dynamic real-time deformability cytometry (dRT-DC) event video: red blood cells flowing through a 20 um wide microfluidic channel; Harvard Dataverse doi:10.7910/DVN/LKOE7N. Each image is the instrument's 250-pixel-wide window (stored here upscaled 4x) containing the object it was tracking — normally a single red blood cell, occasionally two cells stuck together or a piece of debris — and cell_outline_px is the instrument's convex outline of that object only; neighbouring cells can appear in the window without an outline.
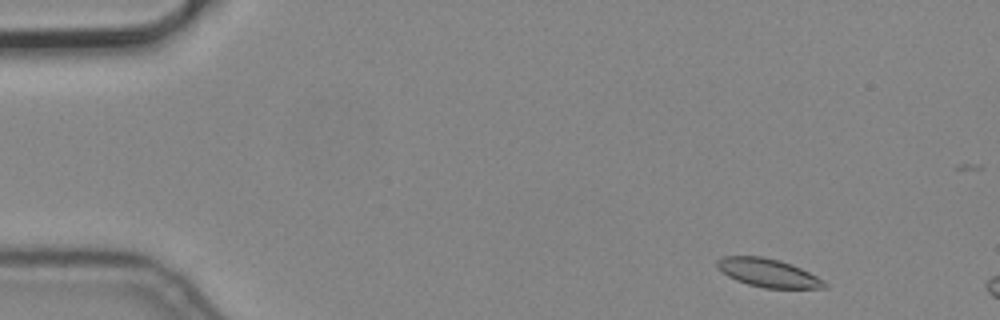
{"species": "common noctule bat (a hibernating species)", "species_latin": "Nyctalus noctula", "temperature_condition": "cold", "stored_images_in_passage": 2, "camera_frame_rate_fps": 3000, "um_per_image_px": 0.085, "animal": {"sex": "male", "body_mass_g": 19.2, "forearm_length_mm": 51.8}, "frame": {"image": 1, "passage_image": 1, "time_ms": 0.0, "image_size_px": [1000, 320], "cell_outline_px": [[828, 288], [764, 288], [748, 284], [736, 280], [728, 276], [716, 264], [716, 260], [724, 256], [760, 256], [780, 260], [792, 264], [824, 280], [828, 284]], "centroid_in_image_um": [65.32, 23.19], "position_along_channel_um": 19.7, "area_um2": 17.63}}